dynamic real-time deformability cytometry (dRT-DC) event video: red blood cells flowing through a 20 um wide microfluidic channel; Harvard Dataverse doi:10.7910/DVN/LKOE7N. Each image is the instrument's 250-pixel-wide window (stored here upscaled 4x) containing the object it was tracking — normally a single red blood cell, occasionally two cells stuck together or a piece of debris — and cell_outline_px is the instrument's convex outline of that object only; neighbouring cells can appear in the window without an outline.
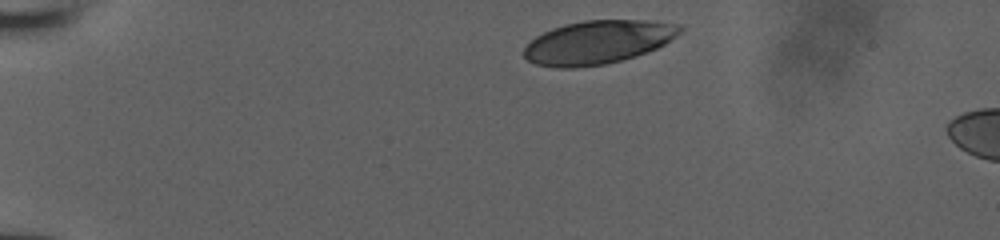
{"species": "human", "species_latin": "Homo sapiens", "temperature_condition": "room temperature", "stored_images_in_passage": 4, "camera_frame_rate_fps": 3000, "um_per_image_px": 0.085, "donor": {"sex": "male"}, "frame": {"image": 1, "passage_image": 1, "time_ms": 0.0, "image_size_px": [1000, 240], "cell_outline_px": [[684, 28], [676, 36], [664, 44], [656, 48], [636, 56], [604, 64], [576, 68], [556, 68], [536, 64], [528, 60], [524, 56], [524, 48], [536, 36], [552, 28], [564, 24], [584, 20], [648, 20], [684, 24]], "centroid_in_image_um": [50.85, 3.58], "position_along_channel_um": 34.2, "area_um2": 39.59}}